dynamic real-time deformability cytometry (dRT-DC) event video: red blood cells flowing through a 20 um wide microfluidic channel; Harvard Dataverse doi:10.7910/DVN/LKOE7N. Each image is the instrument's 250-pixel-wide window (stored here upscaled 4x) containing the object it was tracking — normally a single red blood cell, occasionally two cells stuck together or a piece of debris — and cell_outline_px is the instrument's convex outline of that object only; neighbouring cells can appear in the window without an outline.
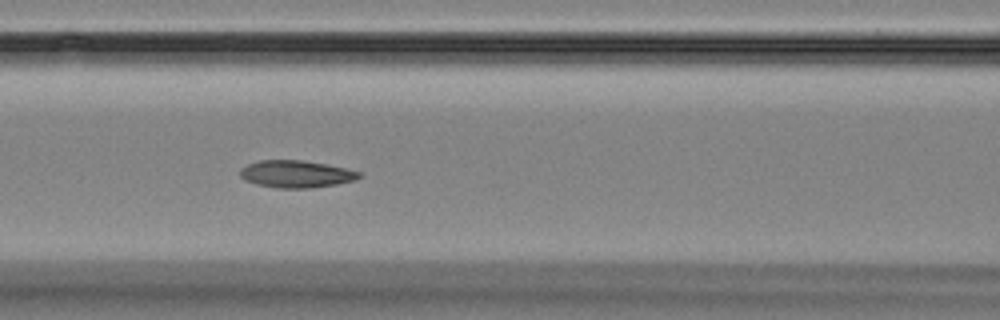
{"species": "Egyptian fruit bat (a non-hibernating species)", "species_latin": "Rousettus aegyptiacus", "temperature_condition": "room temperature", "stored_images_in_passage": 17, "camera_frame_rate_fps": 3000, "um_per_image_px": 0.085, "animal": {"sex": "female"}, "frame": {"image": 1, "passage_image": 7, "time_ms": 7.667, "image_size_px": [1000, 320], "cell_outline_px": [[360, 176], [356, 180], [336, 184], [312, 188], [276, 188], [256, 184], [244, 180], [240, 176], [240, 168], [248, 164], [260, 160], [300, 160], [324, 164], [344, 168], [360, 172]], "centroid_in_image_um": [25.13, 14.8], "position_along_channel_um": 141.5, "area_um2": 18.79}}
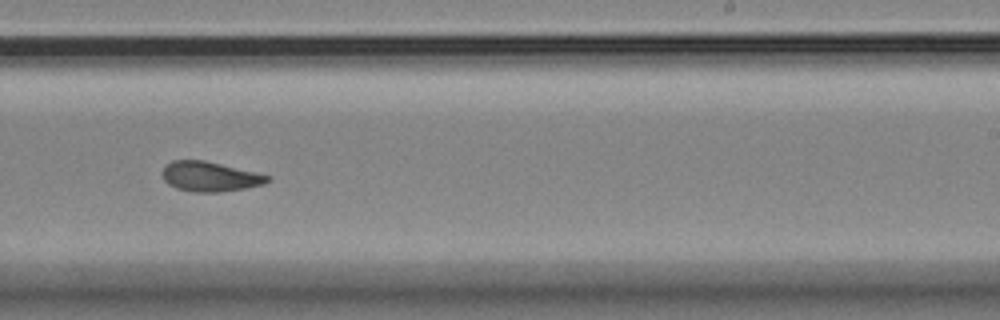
{"frame": {"image": 2, "passage_image": 10, "time_ms": 11.333, "image_size_px": [1000, 320], "cell_outline_px": [[272, 180], [264, 184], [244, 188], [220, 192], [192, 192], [176, 188], [168, 184], [164, 180], [160, 172], [164, 164], [172, 160], [204, 160], [272, 176]], "centroid_in_image_um": [17.8, 15.0], "position_along_channel_um": 271.2, "area_um2": 18.5}}
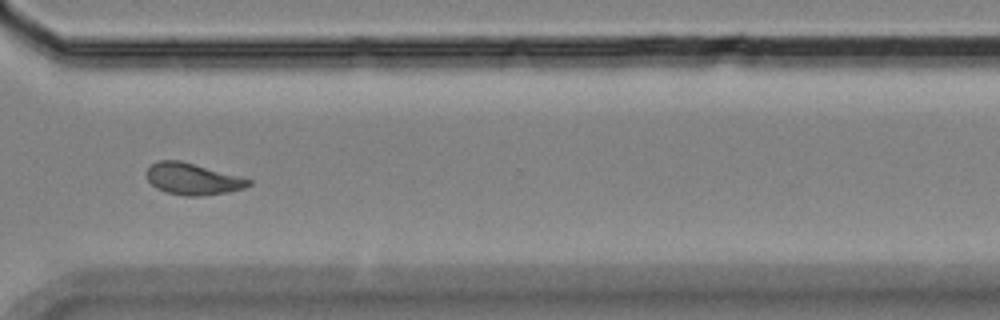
{"frame": {"image": 3, "passage_image": 12, "time_ms": 13.667, "image_size_px": [1000, 320], "cell_outline_px": [[252, 184], [244, 188], [228, 192], [200, 196], [184, 196], [164, 192], [156, 188], [148, 180], [148, 168], [152, 164], [160, 160], [180, 160], [252, 180]], "centroid_in_image_um": [16.37, 15.23], "position_along_channel_um": 354.2, "area_um2": 18.55}, "authors_computed_cell_mechanics": {"area_um2": 18.785, "velocity_mm_per_s": 3.5585, "shape_relaxation_time_tau1_ms": null, "shape_relaxation_time_tau2_ms": 5.7612, "deformation_change_tau1": null, "deformation_change_tau2": 0.1053}}